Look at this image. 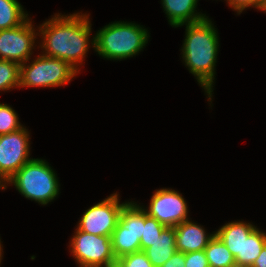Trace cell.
Here are the masks:
<instances>
[{
  "instance_id": "obj_1",
  "label": "cell",
  "mask_w": 266,
  "mask_h": 267,
  "mask_svg": "<svg viewBox=\"0 0 266 267\" xmlns=\"http://www.w3.org/2000/svg\"><path fill=\"white\" fill-rule=\"evenodd\" d=\"M89 16L82 12L69 15L55 13L37 26L38 36L41 37L38 49L41 48V53L46 56L67 61L80 72L88 49H95V35L90 39L92 24Z\"/></svg>"
},
{
  "instance_id": "obj_2",
  "label": "cell",
  "mask_w": 266,
  "mask_h": 267,
  "mask_svg": "<svg viewBox=\"0 0 266 267\" xmlns=\"http://www.w3.org/2000/svg\"><path fill=\"white\" fill-rule=\"evenodd\" d=\"M185 26V39L181 48L183 63L205 91L211 105L220 46L218 31L209 17Z\"/></svg>"
},
{
  "instance_id": "obj_3",
  "label": "cell",
  "mask_w": 266,
  "mask_h": 267,
  "mask_svg": "<svg viewBox=\"0 0 266 267\" xmlns=\"http://www.w3.org/2000/svg\"><path fill=\"white\" fill-rule=\"evenodd\" d=\"M149 30L143 25L115 21L95 33V52L107 60L121 61L136 56L148 43Z\"/></svg>"
},
{
  "instance_id": "obj_4",
  "label": "cell",
  "mask_w": 266,
  "mask_h": 267,
  "mask_svg": "<svg viewBox=\"0 0 266 267\" xmlns=\"http://www.w3.org/2000/svg\"><path fill=\"white\" fill-rule=\"evenodd\" d=\"M55 170L41 158H33L23 165L10 179L16 190L26 199L47 205L60 194V182Z\"/></svg>"
},
{
  "instance_id": "obj_5",
  "label": "cell",
  "mask_w": 266,
  "mask_h": 267,
  "mask_svg": "<svg viewBox=\"0 0 266 267\" xmlns=\"http://www.w3.org/2000/svg\"><path fill=\"white\" fill-rule=\"evenodd\" d=\"M78 73L67 61L41 53L21 64L19 88L61 87L71 82Z\"/></svg>"
},
{
  "instance_id": "obj_6",
  "label": "cell",
  "mask_w": 266,
  "mask_h": 267,
  "mask_svg": "<svg viewBox=\"0 0 266 267\" xmlns=\"http://www.w3.org/2000/svg\"><path fill=\"white\" fill-rule=\"evenodd\" d=\"M69 252L79 267H114L116 258L110 236L92 235L76 228Z\"/></svg>"
},
{
  "instance_id": "obj_7",
  "label": "cell",
  "mask_w": 266,
  "mask_h": 267,
  "mask_svg": "<svg viewBox=\"0 0 266 267\" xmlns=\"http://www.w3.org/2000/svg\"><path fill=\"white\" fill-rule=\"evenodd\" d=\"M119 192L110 194L103 201L89 207L80 218L77 229L98 235L112 236L123 206L128 202L120 203Z\"/></svg>"
},
{
  "instance_id": "obj_8",
  "label": "cell",
  "mask_w": 266,
  "mask_h": 267,
  "mask_svg": "<svg viewBox=\"0 0 266 267\" xmlns=\"http://www.w3.org/2000/svg\"><path fill=\"white\" fill-rule=\"evenodd\" d=\"M29 17L23 24L0 30V60H8L20 65L29 60L37 46L38 30ZM37 31V32H36Z\"/></svg>"
},
{
  "instance_id": "obj_9",
  "label": "cell",
  "mask_w": 266,
  "mask_h": 267,
  "mask_svg": "<svg viewBox=\"0 0 266 267\" xmlns=\"http://www.w3.org/2000/svg\"><path fill=\"white\" fill-rule=\"evenodd\" d=\"M145 213L167 227H175L189 220L188 205L181 193L171 188L156 189L149 207L141 206Z\"/></svg>"
},
{
  "instance_id": "obj_10",
  "label": "cell",
  "mask_w": 266,
  "mask_h": 267,
  "mask_svg": "<svg viewBox=\"0 0 266 267\" xmlns=\"http://www.w3.org/2000/svg\"><path fill=\"white\" fill-rule=\"evenodd\" d=\"M30 133L24 126L18 131L0 135V173L8 180L30 157Z\"/></svg>"
},
{
  "instance_id": "obj_11",
  "label": "cell",
  "mask_w": 266,
  "mask_h": 267,
  "mask_svg": "<svg viewBox=\"0 0 266 267\" xmlns=\"http://www.w3.org/2000/svg\"><path fill=\"white\" fill-rule=\"evenodd\" d=\"M176 232V249L182 253L203 251L215 236V231L206 233L203 226L192 220L183 221L174 227Z\"/></svg>"
},
{
  "instance_id": "obj_12",
  "label": "cell",
  "mask_w": 266,
  "mask_h": 267,
  "mask_svg": "<svg viewBox=\"0 0 266 267\" xmlns=\"http://www.w3.org/2000/svg\"><path fill=\"white\" fill-rule=\"evenodd\" d=\"M199 0H161L163 12L167 15L169 24L174 27H181L185 24L196 23L208 16L197 12Z\"/></svg>"
},
{
  "instance_id": "obj_13",
  "label": "cell",
  "mask_w": 266,
  "mask_h": 267,
  "mask_svg": "<svg viewBox=\"0 0 266 267\" xmlns=\"http://www.w3.org/2000/svg\"><path fill=\"white\" fill-rule=\"evenodd\" d=\"M256 228L257 226L253 223L237 220L225 223L215 233L231 254L236 257L241 256L242 241L247 239Z\"/></svg>"
},
{
  "instance_id": "obj_14",
  "label": "cell",
  "mask_w": 266,
  "mask_h": 267,
  "mask_svg": "<svg viewBox=\"0 0 266 267\" xmlns=\"http://www.w3.org/2000/svg\"><path fill=\"white\" fill-rule=\"evenodd\" d=\"M176 251V232L174 227H166L160 237L151 243L150 247L143 250L154 267L164 265Z\"/></svg>"
},
{
  "instance_id": "obj_15",
  "label": "cell",
  "mask_w": 266,
  "mask_h": 267,
  "mask_svg": "<svg viewBox=\"0 0 266 267\" xmlns=\"http://www.w3.org/2000/svg\"><path fill=\"white\" fill-rule=\"evenodd\" d=\"M266 245V233L256 228L242 241L241 256L235 257L236 267H252Z\"/></svg>"
},
{
  "instance_id": "obj_16",
  "label": "cell",
  "mask_w": 266,
  "mask_h": 267,
  "mask_svg": "<svg viewBox=\"0 0 266 267\" xmlns=\"http://www.w3.org/2000/svg\"><path fill=\"white\" fill-rule=\"evenodd\" d=\"M118 223L127 231L132 232L136 239L141 240L143 235V226H145V211L140 203L128 201L121 209Z\"/></svg>"
},
{
  "instance_id": "obj_17",
  "label": "cell",
  "mask_w": 266,
  "mask_h": 267,
  "mask_svg": "<svg viewBox=\"0 0 266 267\" xmlns=\"http://www.w3.org/2000/svg\"><path fill=\"white\" fill-rule=\"evenodd\" d=\"M112 250L116 259L141 251V242L136 236L123 228L118 222L111 236Z\"/></svg>"
},
{
  "instance_id": "obj_18",
  "label": "cell",
  "mask_w": 266,
  "mask_h": 267,
  "mask_svg": "<svg viewBox=\"0 0 266 267\" xmlns=\"http://www.w3.org/2000/svg\"><path fill=\"white\" fill-rule=\"evenodd\" d=\"M18 0H0V30L12 29L29 17Z\"/></svg>"
},
{
  "instance_id": "obj_19",
  "label": "cell",
  "mask_w": 266,
  "mask_h": 267,
  "mask_svg": "<svg viewBox=\"0 0 266 267\" xmlns=\"http://www.w3.org/2000/svg\"><path fill=\"white\" fill-rule=\"evenodd\" d=\"M204 251L209 267H236L235 257L216 234L209 241Z\"/></svg>"
},
{
  "instance_id": "obj_20",
  "label": "cell",
  "mask_w": 266,
  "mask_h": 267,
  "mask_svg": "<svg viewBox=\"0 0 266 267\" xmlns=\"http://www.w3.org/2000/svg\"><path fill=\"white\" fill-rule=\"evenodd\" d=\"M20 64L0 60V91H9L10 89L19 88L20 81Z\"/></svg>"
},
{
  "instance_id": "obj_21",
  "label": "cell",
  "mask_w": 266,
  "mask_h": 267,
  "mask_svg": "<svg viewBox=\"0 0 266 267\" xmlns=\"http://www.w3.org/2000/svg\"><path fill=\"white\" fill-rule=\"evenodd\" d=\"M23 127L16 111L10 105L0 103V135L18 131Z\"/></svg>"
},
{
  "instance_id": "obj_22",
  "label": "cell",
  "mask_w": 266,
  "mask_h": 267,
  "mask_svg": "<svg viewBox=\"0 0 266 267\" xmlns=\"http://www.w3.org/2000/svg\"><path fill=\"white\" fill-rule=\"evenodd\" d=\"M164 224L158 222L155 218L145 213V226H143V235L140 240L141 251L151 246L157 238L160 237L162 231L166 228Z\"/></svg>"
},
{
  "instance_id": "obj_23",
  "label": "cell",
  "mask_w": 266,
  "mask_h": 267,
  "mask_svg": "<svg viewBox=\"0 0 266 267\" xmlns=\"http://www.w3.org/2000/svg\"><path fill=\"white\" fill-rule=\"evenodd\" d=\"M114 267H154L143 251L134 252L116 259Z\"/></svg>"
},
{
  "instance_id": "obj_24",
  "label": "cell",
  "mask_w": 266,
  "mask_h": 267,
  "mask_svg": "<svg viewBox=\"0 0 266 267\" xmlns=\"http://www.w3.org/2000/svg\"><path fill=\"white\" fill-rule=\"evenodd\" d=\"M185 267H209L205 251L184 253Z\"/></svg>"
},
{
  "instance_id": "obj_25",
  "label": "cell",
  "mask_w": 266,
  "mask_h": 267,
  "mask_svg": "<svg viewBox=\"0 0 266 267\" xmlns=\"http://www.w3.org/2000/svg\"><path fill=\"white\" fill-rule=\"evenodd\" d=\"M227 5L231 9L237 12V15H240L245 9L250 7L260 10L263 0H225Z\"/></svg>"
},
{
  "instance_id": "obj_26",
  "label": "cell",
  "mask_w": 266,
  "mask_h": 267,
  "mask_svg": "<svg viewBox=\"0 0 266 267\" xmlns=\"http://www.w3.org/2000/svg\"><path fill=\"white\" fill-rule=\"evenodd\" d=\"M160 267H185L184 253L176 251L173 256Z\"/></svg>"
},
{
  "instance_id": "obj_27",
  "label": "cell",
  "mask_w": 266,
  "mask_h": 267,
  "mask_svg": "<svg viewBox=\"0 0 266 267\" xmlns=\"http://www.w3.org/2000/svg\"><path fill=\"white\" fill-rule=\"evenodd\" d=\"M252 267H266V245L263 247L259 257L255 260Z\"/></svg>"
},
{
  "instance_id": "obj_28",
  "label": "cell",
  "mask_w": 266,
  "mask_h": 267,
  "mask_svg": "<svg viewBox=\"0 0 266 267\" xmlns=\"http://www.w3.org/2000/svg\"><path fill=\"white\" fill-rule=\"evenodd\" d=\"M7 187H8L7 180L0 173V189L5 190V189H7Z\"/></svg>"
},
{
  "instance_id": "obj_29",
  "label": "cell",
  "mask_w": 266,
  "mask_h": 267,
  "mask_svg": "<svg viewBox=\"0 0 266 267\" xmlns=\"http://www.w3.org/2000/svg\"><path fill=\"white\" fill-rule=\"evenodd\" d=\"M1 238V237H0ZM1 239H0V264H1V260H2V258H3V246H2V244H1Z\"/></svg>"
},
{
  "instance_id": "obj_30",
  "label": "cell",
  "mask_w": 266,
  "mask_h": 267,
  "mask_svg": "<svg viewBox=\"0 0 266 267\" xmlns=\"http://www.w3.org/2000/svg\"><path fill=\"white\" fill-rule=\"evenodd\" d=\"M260 10L266 13V0H263Z\"/></svg>"
}]
</instances>
